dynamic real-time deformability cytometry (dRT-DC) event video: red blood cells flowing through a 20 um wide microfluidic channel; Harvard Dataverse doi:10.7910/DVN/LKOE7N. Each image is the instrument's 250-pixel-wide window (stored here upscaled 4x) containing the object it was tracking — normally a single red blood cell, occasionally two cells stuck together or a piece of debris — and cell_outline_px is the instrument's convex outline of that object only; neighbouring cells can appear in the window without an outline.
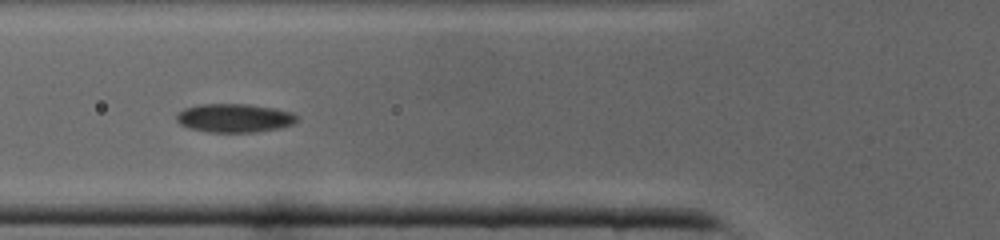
{"species": "common noctule bat (a hibernating species)", "species_latin": "Nyctalus noctula", "temperature_condition": "cold", "stored_images_in_passage": 41, "camera_frame_rate_fps": 3000, "um_per_image_px": 0.085, "animal": {"sex": "male", "body_mass_g": 19.0, "forearm_length_mm": 50.8}, "frame": {"image": 1, "passage_image": 13, "time_ms": 4.0, "image_size_px": [1000, 240], "cell_outline_px": [[296, 120], [292, 124], [280, 128], [256, 132], [208, 132], [188, 128], [180, 124], [176, 120], [176, 116], [184, 108], [200, 104], [248, 104], [276, 108], [292, 112], [296, 116]], "centroid_in_image_um": [19.91, 10.03], "position_along_channel_um": 105.9, "area_um2": 20.11}}
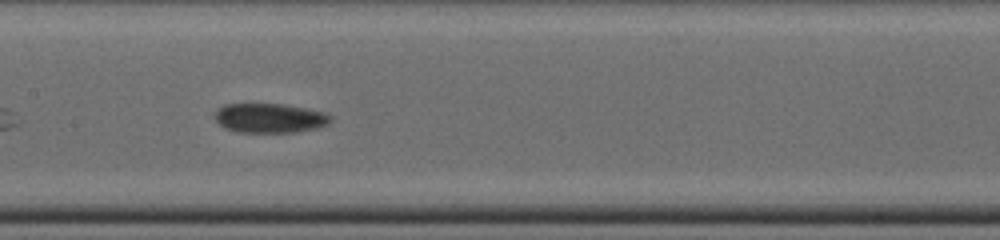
{"frame": {"image": 2, "passage_image": 18, "time_ms": 5.667, "image_size_px": [1000, 240], "cell_outline_px": [[332, 120], [328, 124], [316, 128], [296, 132], [236, 132], [224, 128], [216, 120], [216, 112], [224, 104], [280, 104], [304, 108], [324, 112], [332, 116]], "centroid_in_image_um": [22.94, 10.04], "position_along_channel_um": 184.5, "area_um2": 19.71}}
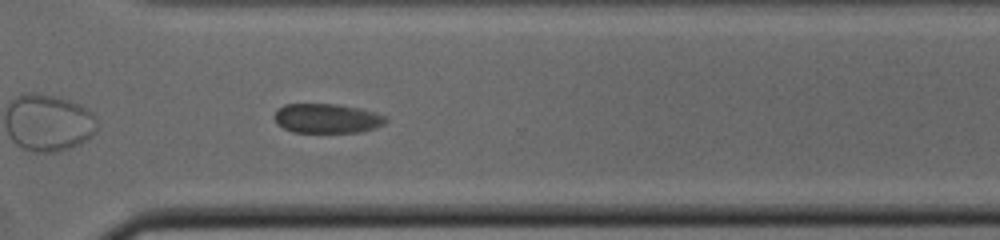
{"frame": {"image": 3, "passage_image": 28, "time_ms": 9.0, "image_size_px": [1000, 240], "cell_outline_px": [[388, 120], [384, 124], [376, 128], [360, 132], [292, 132], [276, 124], [272, 116], [276, 108], [284, 104], [336, 104], [376, 112], [388, 116]], "centroid_in_image_um": [27.76, 10.06], "position_along_channel_um": 342.8, "area_um2": 19.42}}